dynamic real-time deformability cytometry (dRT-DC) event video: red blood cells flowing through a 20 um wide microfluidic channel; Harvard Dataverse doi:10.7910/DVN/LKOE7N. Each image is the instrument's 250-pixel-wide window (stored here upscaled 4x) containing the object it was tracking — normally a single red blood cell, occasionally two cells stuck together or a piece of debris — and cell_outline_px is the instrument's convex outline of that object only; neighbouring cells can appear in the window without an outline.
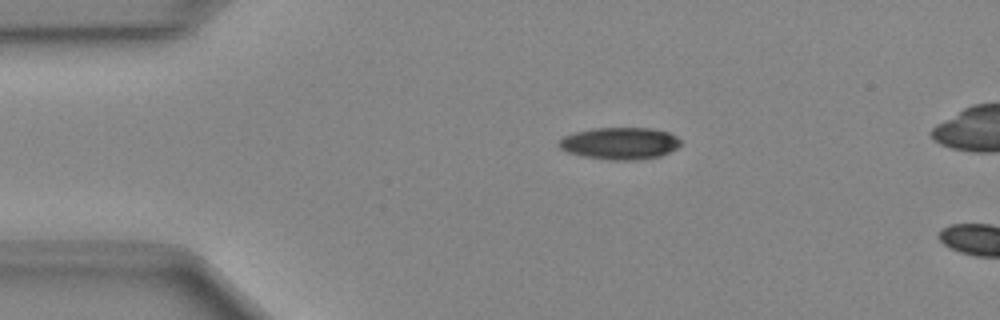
{"species": "Egyptian fruit bat (a non-hibernating species)", "species_latin": "Rousettus aegyptiacus", "temperature_condition": "cold", "stored_images_in_passage": 14, "camera_frame_rate_fps": 3000, "um_per_image_px": 0.085, "animal": {"sex": "female"}, "frame": {"image": 1, "passage_image": 10, "time_ms": 3.0, "image_size_px": [1000, 320], "cell_outline_px": [[680, 144], [676, 148], [660, 156], [628, 160], [612, 160], [584, 156], [568, 152], [560, 148], [556, 144], [564, 136], [576, 132], [592, 128], [652, 128], [668, 132], [676, 136], [680, 140]], "centroid_in_image_um": [52.67, 12.17], "position_along_channel_um": 32.3, "area_um2": 22.48}}